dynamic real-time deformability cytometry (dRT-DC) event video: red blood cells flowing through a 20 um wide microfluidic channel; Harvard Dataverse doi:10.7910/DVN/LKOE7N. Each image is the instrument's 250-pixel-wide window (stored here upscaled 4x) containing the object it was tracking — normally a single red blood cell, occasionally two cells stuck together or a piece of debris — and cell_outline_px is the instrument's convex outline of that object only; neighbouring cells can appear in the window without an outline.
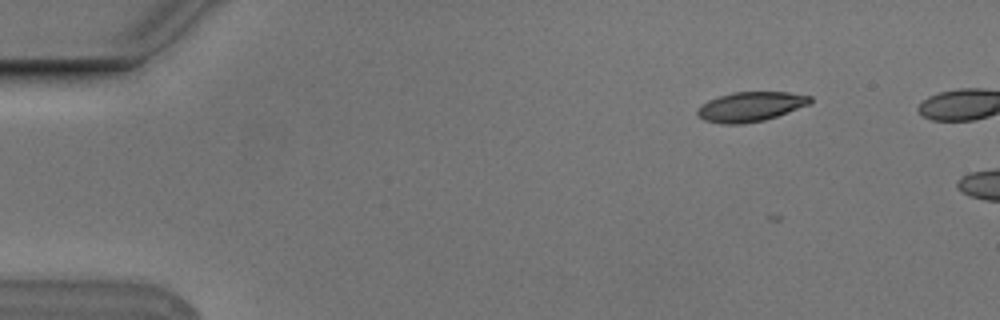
{"species": "Egyptian fruit bat (a non-hibernating species)", "species_latin": "Rousettus aegyptiacus", "temperature_condition": "cold", "stored_images_in_passage": 6, "camera_frame_rate_fps": 3000, "um_per_image_px": 0.085, "animal": {"sex": "male"}, "frame": {"image": 1, "passage_image": 2, "time_ms": 0.333, "image_size_px": [1000, 320], "cell_outline_px": [[812, 100], [808, 104], [788, 112], [764, 120], [740, 124], [724, 124], [704, 120], [696, 112], [700, 104], [708, 100], [732, 92], [788, 92], [812, 96]], "centroid_in_image_um": [63.78, 9.06], "position_along_channel_um": 21.2, "area_um2": 19.31}}